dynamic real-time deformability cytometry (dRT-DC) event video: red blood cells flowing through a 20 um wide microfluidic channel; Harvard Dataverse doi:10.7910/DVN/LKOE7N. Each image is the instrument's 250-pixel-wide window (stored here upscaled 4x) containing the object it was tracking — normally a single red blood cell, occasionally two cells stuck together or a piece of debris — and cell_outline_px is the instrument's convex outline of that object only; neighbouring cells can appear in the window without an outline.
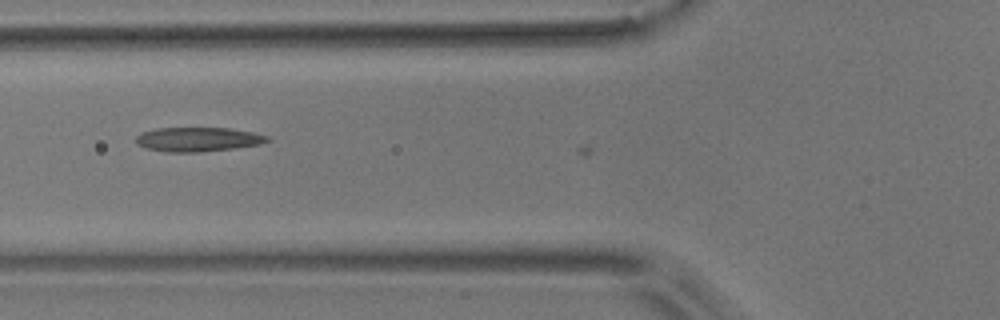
{"species": "common noctule bat (a hibernating species)", "species_latin": "Nyctalus noctula", "temperature_condition": "room temperature", "stored_images_in_passage": 7, "camera_frame_rate_fps": 3000, "um_per_image_px": 0.085, "animal": {"sex": "male", "body_mass_g": 17.9}, "frame": {"image": 1, "passage_image": 6, "time_ms": 1.667, "image_size_px": [1000, 320], "cell_outline_px": [[272, 140], [260, 144], [236, 148], [196, 152], [164, 152], [144, 148], [136, 144], [136, 136], [144, 132], [156, 128], [228, 128], [252, 132], [268, 136]], "centroid_in_image_um": [16.82, 11.85], "position_along_channel_um": 109.0, "area_um2": 18.61}}